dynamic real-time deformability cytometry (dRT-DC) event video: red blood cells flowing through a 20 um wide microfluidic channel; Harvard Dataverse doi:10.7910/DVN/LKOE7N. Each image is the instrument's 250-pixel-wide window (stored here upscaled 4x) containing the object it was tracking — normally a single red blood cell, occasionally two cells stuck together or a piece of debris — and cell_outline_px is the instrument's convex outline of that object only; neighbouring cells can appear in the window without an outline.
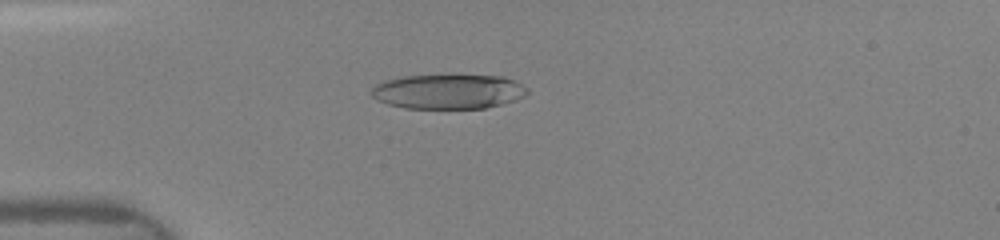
{"species": "human", "species_latin": "Homo sapiens", "temperature_condition": "room temperature", "stored_images_in_passage": 31, "camera_frame_rate_fps": 3000, "um_per_image_px": 0.085, "donor": {"sex": "female"}, "frame": {"image": 1, "passage_image": 9, "time_ms": 3.667, "image_size_px": [1000, 240], "cell_outline_px": [[528, 92], [524, 96], [516, 100], [484, 108], [404, 108], [388, 104], [376, 100], [372, 96], [372, 88], [376, 84], [384, 80], [404, 76], [504, 76], [516, 80], [528, 88]], "centroid_in_image_um": [38.12, 7.78], "position_along_channel_um": 46.9, "area_um2": 31.33}}
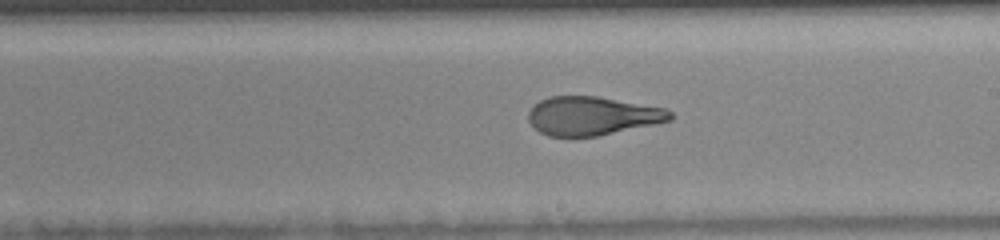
{"frame": {"image": 2, "passage_image": 19, "time_ms": 8.667, "image_size_px": [1000, 240], "cell_outline_px": [[672, 120], [596, 136], [548, 136], [540, 132], [528, 120], [528, 112], [540, 100], [548, 96], [596, 96], [668, 108], [672, 112]], "centroid_in_image_um": [50.35, 9.84], "position_along_channel_um": 238.6, "area_um2": 31.73}}
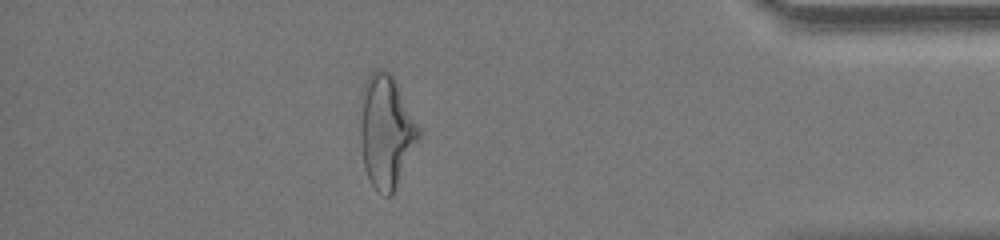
{"frame": {"image": 3, "passage_image": 28, "time_ms": 13.333, "image_size_px": [1000, 240], "cell_outline_px": [[420, 136], [392, 196], [384, 196], [372, 184], [364, 168], [360, 144], [360, 92], [368, 76], [376, 68], [380, 68], [392, 72], [420, 128]], "centroid_in_image_um": [32.8, 11.11], "position_along_channel_um": 402.4, "area_um2": 38.78}}